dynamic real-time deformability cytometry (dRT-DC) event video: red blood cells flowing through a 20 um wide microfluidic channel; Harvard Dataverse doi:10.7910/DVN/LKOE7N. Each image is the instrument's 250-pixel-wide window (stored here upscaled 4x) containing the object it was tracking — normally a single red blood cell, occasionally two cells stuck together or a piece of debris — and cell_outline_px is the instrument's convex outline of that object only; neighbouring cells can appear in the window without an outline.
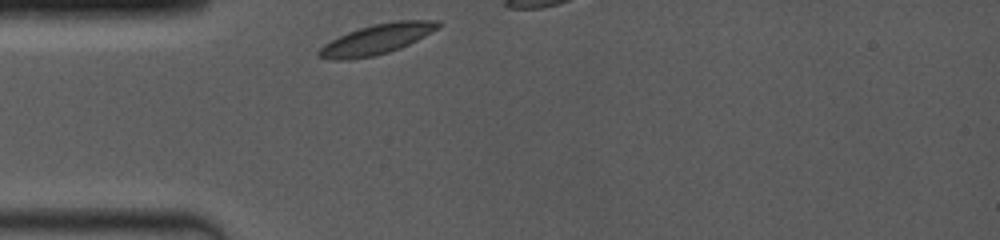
{"species": "common noctule bat (a hibernating species)", "species_latin": "Nyctalus noctula", "temperature_condition": "room temperature", "stored_images_in_passage": 4, "camera_frame_rate_fps": 4000, "um_per_image_px": 0.085, "animal": {"sex": "female", "body_mass_g": 19.0, "forearm_length_mm": 53.3}, "frame": {"image": 1, "passage_image": 1, "time_ms": 0.0, "image_size_px": [1000, 240], "cell_outline_px": [[440, 24], [436, 28], [424, 36], [400, 48], [388, 52], [372, 56], [348, 60], [332, 60], [316, 56], [316, 52], [324, 44], [348, 32], [372, 24], [396, 20], [440, 20]], "centroid_in_image_um": [31.97, 3.34], "position_along_channel_um": 53.0, "area_um2": 20.69}}